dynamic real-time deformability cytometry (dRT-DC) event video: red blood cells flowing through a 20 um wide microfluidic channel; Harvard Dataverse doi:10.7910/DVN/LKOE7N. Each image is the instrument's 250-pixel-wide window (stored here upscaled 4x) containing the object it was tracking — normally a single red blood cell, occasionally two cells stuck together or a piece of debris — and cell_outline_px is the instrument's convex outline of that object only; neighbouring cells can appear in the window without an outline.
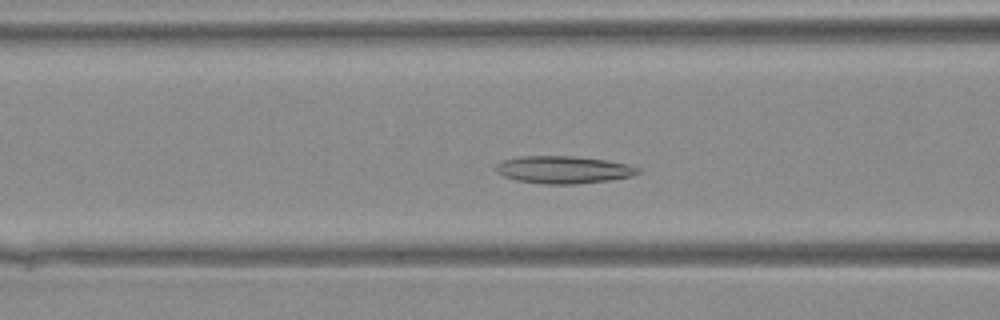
{"species": "Egyptian fruit bat (a non-hibernating species)", "species_latin": "Rousettus aegyptiacus", "temperature_condition": "warm", "stored_images_in_passage": 32, "camera_frame_rate_fps": 3000, "um_per_image_px": 0.085, "animal": {"sex": "female"}, "frame": {"image": 1, "passage_image": 7, "time_ms": 2.0, "image_size_px": [1000, 320], "cell_outline_px": [[640, 172], [632, 176], [612, 180], [576, 184], [544, 184], [516, 180], [504, 176], [496, 172], [496, 164], [504, 160], [520, 156], [572, 156], [604, 160], [628, 164], [640, 168]], "centroid_in_image_um": [47.91, 14.43], "position_along_channel_um": 118.7, "area_um2": 22.72}}
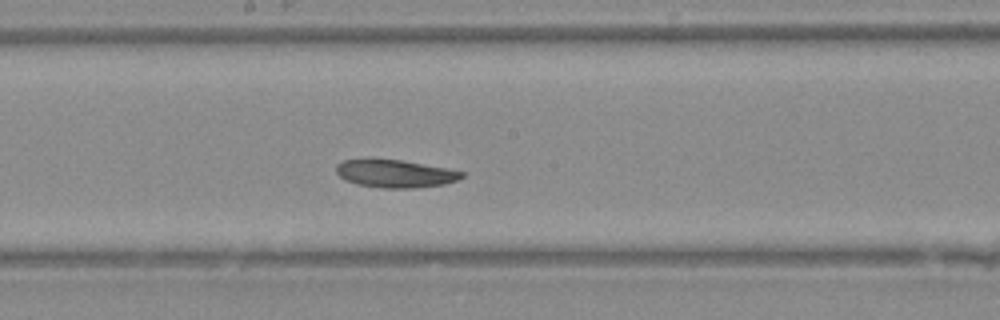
{"frame": {"image": 2, "passage_image": 13, "time_ms": 4.0, "image_size_px": [1000, 320], "cell_outline_px": [[464, 176], [456, 180], [444, 184], [412, 188], [380, 188], [356, 184], [344, 180], [336, 172], [336, 164], [344, 160], [400, 160], [448, 168], [464, 172]], "centroid_in_image_um": [33.58, 14.77], "position_along_channel_um": 214.6, "area_um2": 20.11}}
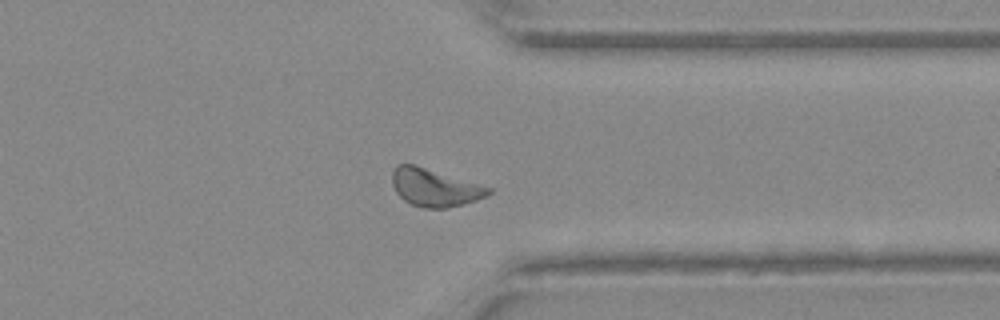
{"frame": {"image": 3, "passage_image": 23, "time_ms": 7.333, "image_size_px": [1000, 320], "cell_outline_px": [[492, 192], [488, 196], [476, 200], [448, 208], [420, 208], [404, 200], [396, 192], [392, 184], [392, 168], [396, 164], [412, 164], [492, 188]], "centroid_in_image_um": [36.92, 15.95], "position_along_channel_um": 374.5, "area_um2": 20.98}}